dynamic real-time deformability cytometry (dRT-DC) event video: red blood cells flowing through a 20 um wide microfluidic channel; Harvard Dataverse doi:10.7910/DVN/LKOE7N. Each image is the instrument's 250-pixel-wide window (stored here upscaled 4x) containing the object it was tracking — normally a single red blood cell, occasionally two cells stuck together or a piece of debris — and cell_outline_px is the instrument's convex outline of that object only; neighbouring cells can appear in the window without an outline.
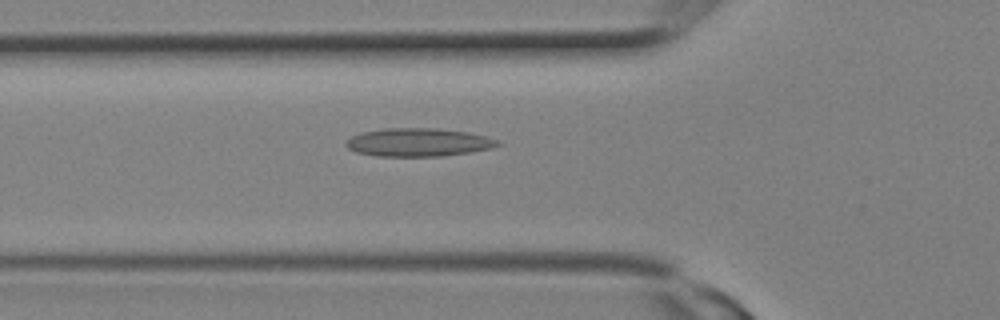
{"species": "Egyptian fruit bat (a non-hibernating species)", "species_latin": "Rousettus aegyptiacus", "temperature_condition": "room temperature", "stored_images_in_passage": 25, "camera_frame_rate_fps": 3000, "um_per_image_px": 0.085, "animal": {"sex": "female"}, "frame": {"image": 1, "passage_image": 9, "time_ms": 2.667, "image_size_px": [1000, 320], "cell_outline_px": [[500, 144], [492, 148], [444, 156], [376, 156], [356, 152], [348, 148], [344, 144], [352, 136], [360, 132], [384, 128], [436, 128], [468, 132], [488, 136], [500, 140]], "centroid_in_image_um": [35.57, 12.09], "position_along_channel_um": 90.2, "area_um2": 25.09}}
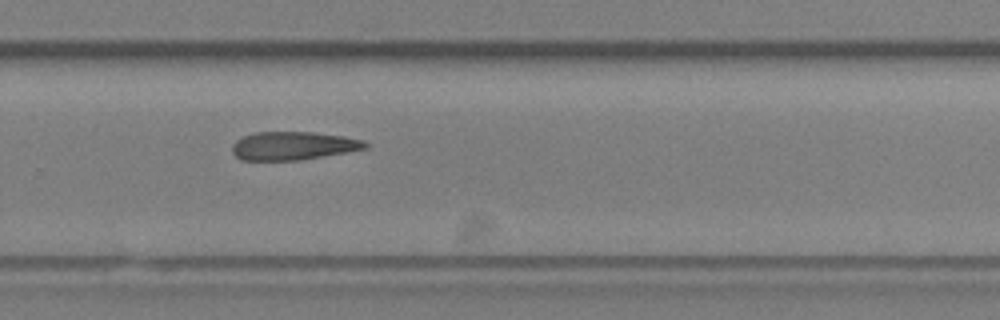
{"frame": {"image": 2, "passage_image": 17, "time_ms": 5.333, "image_size_px": [1000, 320], "cell_outline_px": [[368, 148], [300, 160], [240, 160], [232, 152], [232, 144], [236, 140], [244, 136], [256, 132], [312, 132], [344, 136], [364, 140], [368, 144]], "centroid_in_image_um": [24.91, 12.39], "position_along_channel_um": 304.9, "area_um2": 21.91}}
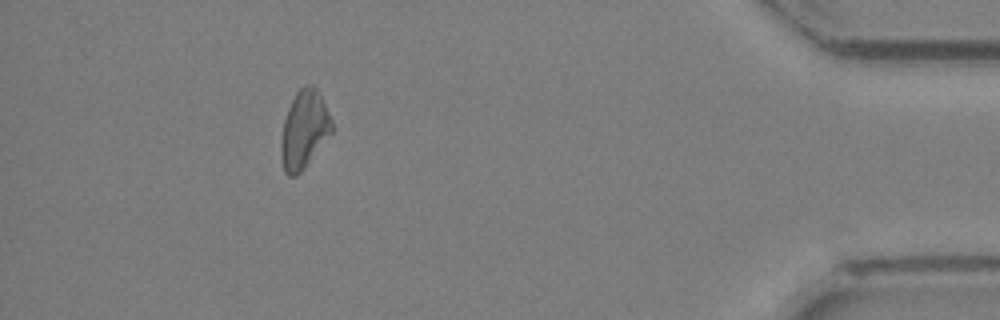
{"frame": {"image": 3, "passage_image": 23, "time_ms": 7.333, "image_size_px": [1000, 320], "cell_outline_px": [[332, 132], [304, 168], [296, 176], [288, 176], [284, 172], [280, 156], [280, 140], [284, 120], [288, 108], [296, 92], [304, 84], [312, 84], [320, 92], [332, 120]], "centroid_in_image_um": [25.83, 11.0], "position_along_channel_um": 409.4, "area_um2": 23.18}}